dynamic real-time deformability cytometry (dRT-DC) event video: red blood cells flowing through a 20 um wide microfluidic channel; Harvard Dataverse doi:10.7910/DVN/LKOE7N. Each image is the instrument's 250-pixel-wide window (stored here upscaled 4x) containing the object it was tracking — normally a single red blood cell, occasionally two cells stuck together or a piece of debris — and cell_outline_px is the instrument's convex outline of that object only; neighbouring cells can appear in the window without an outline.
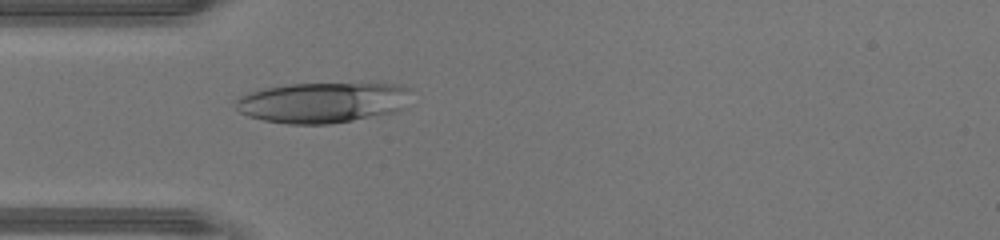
{"species": "human", "species_latin": "Homo sapiens", "temperature_condition": "warm", "stored_images_in_passage": 41, "camera_frame_rate_fps": 3000, "um_per_image_px": 0.085, "donor": {"sex": "male"}, "frame": {"image": 1, "passage_image": 9, "time_ms": 2.667, "image_size_px": [1000, 240], "cell_outline_px": [[408, 108], [396, 112], [352, 120], [328, 124], [288, 124], [264, 120], [248, 116], [240, 112], [236, 108], [236, 100], [240, 96], [248, 92], [264, 88], [288, 84], [404, 84], [408, 88]], "centroid_in_image_um": [27.44, 8.72], "position_along_channel_um": 57.6, "area_um2": 41.5}}
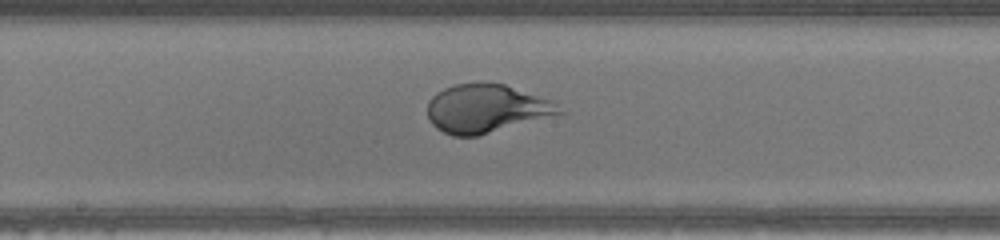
{"frame": {"image": 2, "passage_image": 19, "time_ms": 6.0, "image_size_px": [1000, 240], "cell_outline_px": [[568, 112], [476, 136], [452, 136], [436, 128], [428, 120], [428, 100], [436, 92], [444, 88], [456, 84], [504, 84], [552, 100]], "centroid_in_image_um": [41.34, 9.24], "position_along_channel_um": 206.9, "area_um2": 36.93}}
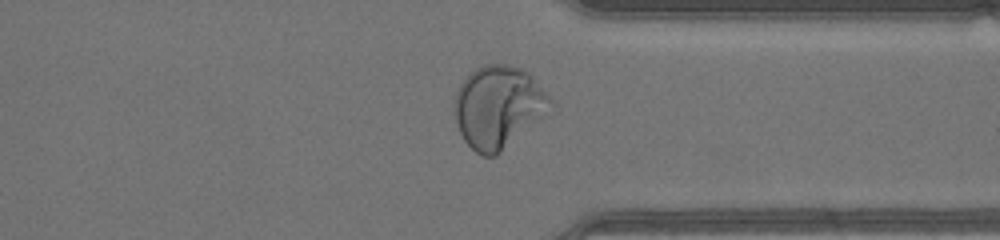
{"frame": {"image": 3, "passage_image": 30, "time_ms": 9.667, "image_size_px": [1000, 240], "cell_outline_px": [[556, 100], [540, 116], [496, 156], [484, 156], [476, 152], [464, 140], [460, 132], [452, 108], [452, 104], [456, 92], [460, 84], [468, 72], [484, 64], [508, 64], [524, 68]], "centroid_in_image_um": [42.31, 9.02], "position_along_channel_um": 369.1, "area_um2": 45.78}, "authors_computed_cell_mechanics": {"area_um2": 42.4252, "velocity_mm_per_s": 4.4974, "shape_relaxation_time_tau1_ms": 3.588, "shape_relaxation_time_tau2_ms": null, "deformation_change_tau1": 0.2578, "deformation_change_tau2": null}}